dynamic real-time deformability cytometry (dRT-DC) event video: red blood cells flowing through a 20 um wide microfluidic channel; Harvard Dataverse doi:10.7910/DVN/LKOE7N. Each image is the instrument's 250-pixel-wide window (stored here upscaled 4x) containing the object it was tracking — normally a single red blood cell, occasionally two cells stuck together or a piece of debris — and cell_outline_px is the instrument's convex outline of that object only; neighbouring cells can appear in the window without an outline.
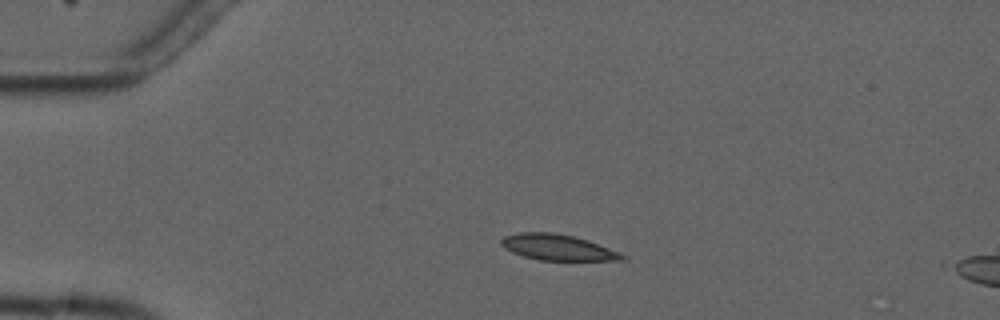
{"species": "common noctule bat (a hibernating species)", "species_latin": "Nyctalus noctula", "temperature_condition": "cold", "stored_images_in_passage": 4, "camera_frame_rate_fps": 3000, "um_per_image_px": 0.085, "animal": {"sex": "male", "forearm_length_mm": 52.5}, "frame": {"image": 1, "passage_image": 3, "time_ms": 2.0, "image_size_px": [1000, 320], "cell_outline_px": [[628, 260], [540, 260], [524, 256], [512, 252], [504, 248], [500, 244], [500, 240], [504, 236], [520, 232], [552, 232], [572, 236], [588, 240], [620, 252], [628, 256]], "centroid_in_image_um": [47.42, 21.02], "position_along_channel_um": 37.6, "area_um2": 18.26}}